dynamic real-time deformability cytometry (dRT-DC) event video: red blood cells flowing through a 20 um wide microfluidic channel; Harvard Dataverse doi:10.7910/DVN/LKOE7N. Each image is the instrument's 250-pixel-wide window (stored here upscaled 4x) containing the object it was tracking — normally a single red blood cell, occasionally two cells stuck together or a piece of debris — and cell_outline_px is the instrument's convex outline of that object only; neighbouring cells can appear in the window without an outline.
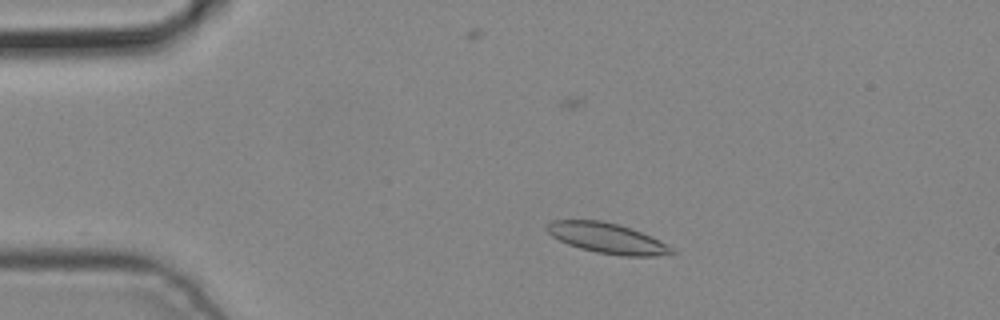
{"species": "common noctule bat (a hibernating species)", "species_latin": "Nyctalus noctula", "temperature_condition": "cold", "stored_images_in_passage": 3, "camera_frame_rate_fps": 3000, "um_per_image_px": 0.085, "animal": {"sex": "male", "body_mass_g": 19.2, "forearm_length_mm": 51.8}, "frame": {"image": 1, "passage_image": 1, "time_ms": 0.0, "image_size_px": [1000, 320], "cell_outline_px": [[676, 252], [656, 256], [624, 256], [596, 252], [580, 248], [568, 244], [552, 236], [544, 228], [552, 220], [600, 220], [616, 224], [652, 236], [660, 240], [672, 248]], "centroid_in_image_um": [51.59, 20.25], "position_along_channel_um": 33.4, "area_um2": 21.79}}